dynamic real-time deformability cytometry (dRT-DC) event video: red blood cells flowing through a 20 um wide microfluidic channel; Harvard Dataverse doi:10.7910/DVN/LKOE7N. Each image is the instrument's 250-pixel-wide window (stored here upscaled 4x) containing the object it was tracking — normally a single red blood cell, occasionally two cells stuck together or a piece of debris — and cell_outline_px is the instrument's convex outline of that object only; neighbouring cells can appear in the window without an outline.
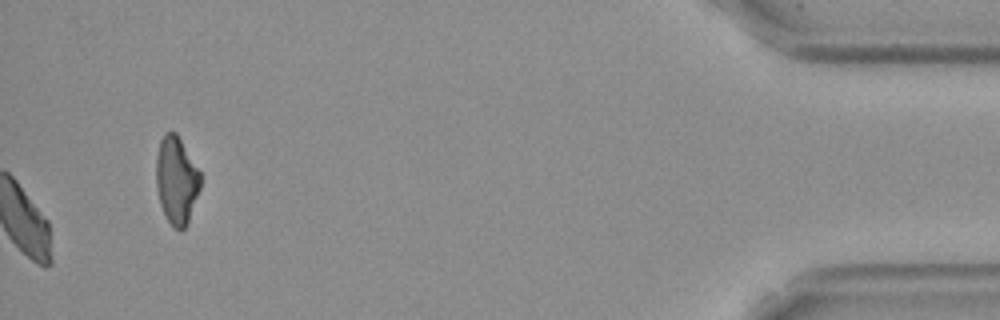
{"species": "Egyptian fruit bat (a non-hibernating species)", "species_latin": "Rousettus aegyptiacus", "temperature_condition": "cold", "stored_images_in_passage": 57, "camera_frame_rate_fps": 3000, "um_per_image_px": 0.085, "frame": {"image": 1, "passage_image": 57, "time_ms": 18.667, "image_size_px": [1000, 320], "cell_outline_px": [[200, 188], [188, 224], [180, 232], [172, 228], [160, 204], [156, 188], [156, 156], [160, 140], [164, 132], [176, 132], [200, 172]], "centroid_in_image_um": [14.99, 15.35], "position_along_channel_um": 420.2, "area_um2": 22.72}}